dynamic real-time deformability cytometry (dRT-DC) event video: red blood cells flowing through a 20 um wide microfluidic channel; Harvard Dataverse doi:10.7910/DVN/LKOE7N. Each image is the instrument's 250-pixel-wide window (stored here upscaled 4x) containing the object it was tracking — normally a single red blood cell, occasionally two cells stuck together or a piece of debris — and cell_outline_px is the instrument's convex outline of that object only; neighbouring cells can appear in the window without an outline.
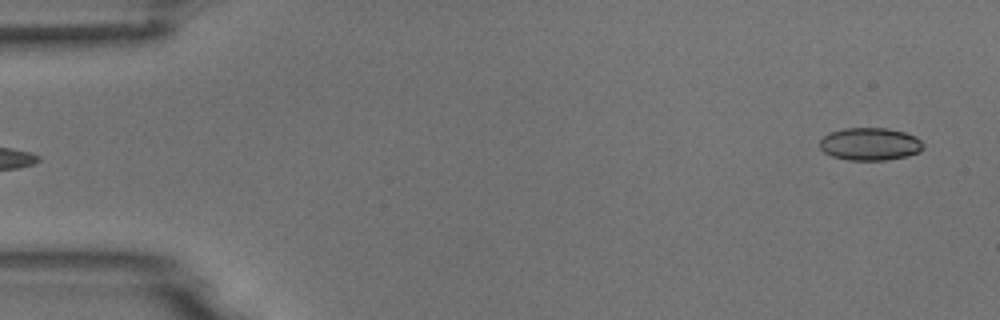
{"species": "common noctule bat (a hibernating species)", "species_latin": "Nyctalus noctula", "temperature_condition": "room temperature", "stored_images_in_passage": 6, "segment_of_instrument_passage": [2, 2], "camera_frame_rate_fps": 3000, "um_per_image_px": 0.085, "animal": {"sex": "male", "body_mass_g": 18.8}, "frame": {"image": 1, "passage_image": 6, "time_ms": 5.667, "image_size_px": [1000, 320], "cell_outline_px": [[924, 148], [920, 152], [908, 156], [884, 160], [848, 160], [832, 156], [824, 152], [820, 148], [820, 140], [828, 132], [844, 128], [888, 128], [904, 132], [916, 136], [924, 144]], "centroid_in_image_um": [73.96, 12.24], "position_along_channel_um": 11.0, "area_um2": 19.88}}